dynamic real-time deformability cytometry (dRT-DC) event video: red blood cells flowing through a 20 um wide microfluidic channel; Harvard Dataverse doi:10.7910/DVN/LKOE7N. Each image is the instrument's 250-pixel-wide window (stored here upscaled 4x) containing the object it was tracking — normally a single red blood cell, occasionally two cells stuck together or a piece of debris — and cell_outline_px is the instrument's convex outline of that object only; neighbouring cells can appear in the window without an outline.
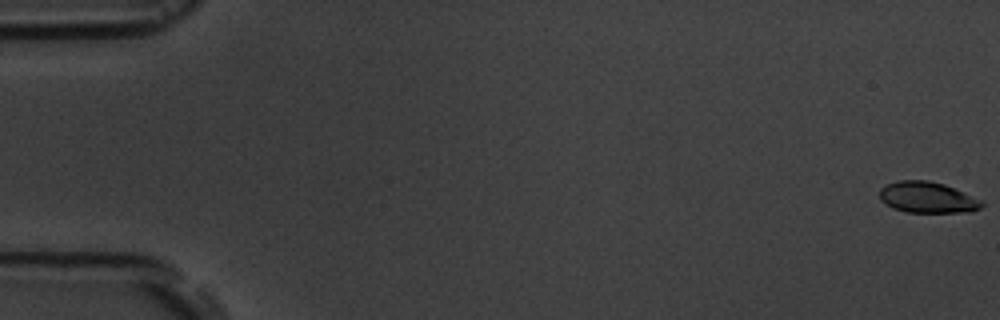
{"species": "common noctule bat (a hibernating species)", "species_latin": "Nyctalus noctula", "temperature_condition": "room temperature", "stored_images_in_passage": 7, "camera_frame_rate_fps": 3000, "um_per_image_px": 0.085, "animal": {"sex": "male", "body_mass_g": 19.5, "forearm_length_mm": 54.6}, "frame": {"image": 1, "passage_image": 1, "time_ms": 0.0, "image_size_px": [1000, 320], "cell_outline_px": [[984, 204], [980, 208], [972, 212], [908, 212], [892, 208], [880, 200], [880, 188], [884, 184], [900, 180], [928, 180], [944, 184], [984, 200]], "centroid_in_image_um": [78.84, 16.77], "position_along_channel_um": 6.2, "area_um2": 18.73}}
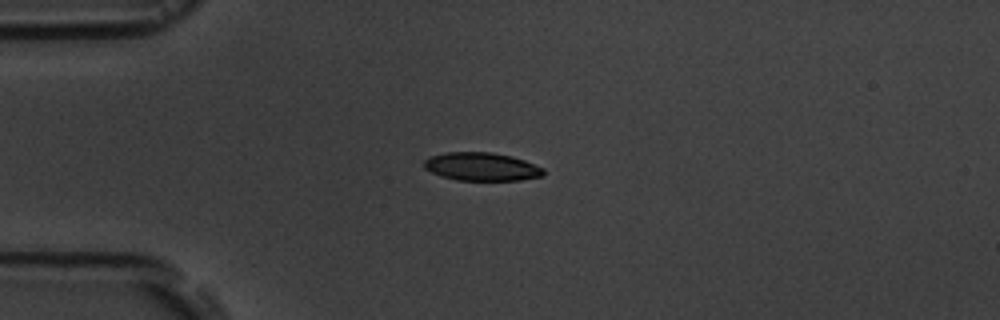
{"frame": {"image": 2, "passage_image": 5, "time_ms": 4.667, "image_size_px": [1000, 320], "cell_outline_px": [[544, 176], [520, 180], [456, 180], [440, 176], [424, 168], [424, 160], [432, 156], [444, 152], [492, 152], [512, 156], [524, 160], [544, 168]], "centroid_in_image_um": [40.95, 14.16], "position_along_channel_um": 44.1, "area_um2": 19.71}}
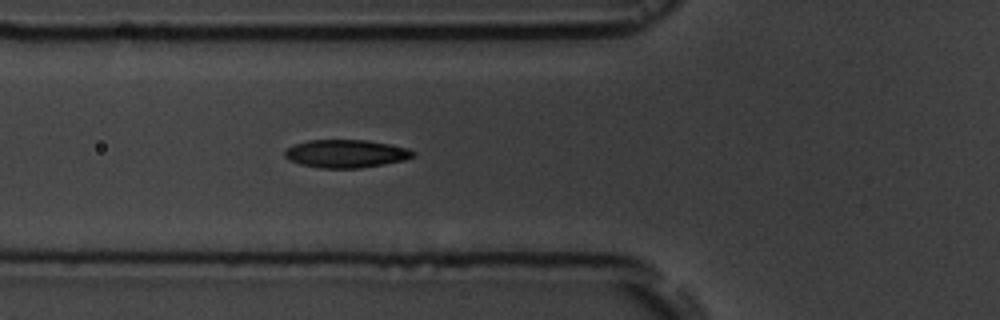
{"frame": {"image": 3, "passage_image": 7, "time_ms": 6.667, "image_size_px": [1000, 320], "cell_outline_px": [[416, 156], [404, 160], [384, 164], [360, 168], [320, 168], [300, 164], [288, 160], [284, 156], [284, 152], [292, 144], [308, 140], [364, 140], [388, 144], [408, 148], [416, 152]], "centroid_in_image_um": [29.4, 13.06], "position_along_channel_um": 96.4, "area_um2": 21.04}}